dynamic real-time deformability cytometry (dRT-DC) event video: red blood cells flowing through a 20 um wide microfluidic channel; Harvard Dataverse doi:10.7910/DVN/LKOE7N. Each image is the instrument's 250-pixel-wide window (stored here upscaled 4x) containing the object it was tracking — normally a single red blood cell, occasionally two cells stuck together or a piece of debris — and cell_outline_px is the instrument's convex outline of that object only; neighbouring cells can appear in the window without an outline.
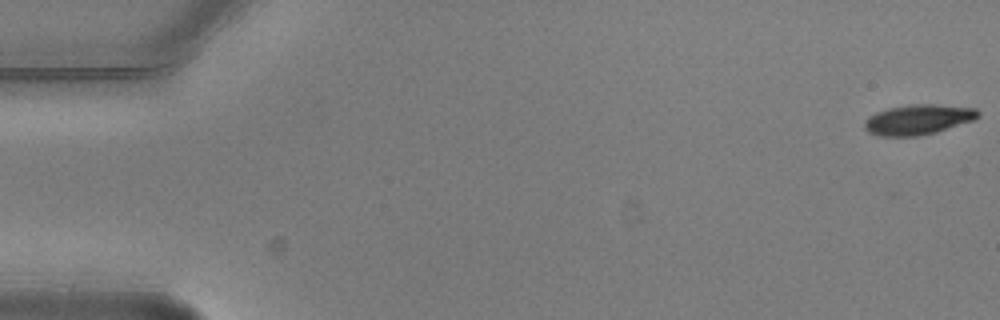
{"species": "common noctule bat (a hibernating species)", "species_latin": "Nyctalus noctula", "temperature_condition": "warm", "stored_images_in_passage": 5, "camera_frame_rate_fps": 3000, "um_per_image_px": 0.085, "animal": {"sex": "male", "body_mass_g": 20.5, "forearm_length_mm": 52.5}, "frame": {"image": 1, "passage_image": 1, "time_ms": 0.0, "image_size_px": [1000, 320], "cell_outline_px": [[980, 116], [972, 120], [936, 132], [920, 136], [880, 136], [868, 132], [864, 128], [864, 124], [868, 116], [876, 112], [888, 108], [912, 104], [932, 104], [976, 108], [980, 112]], "centroid_in_image_um": [78.02, 10.16], "position_along_channel_um": 7.0, "area_um2": 19.88}}
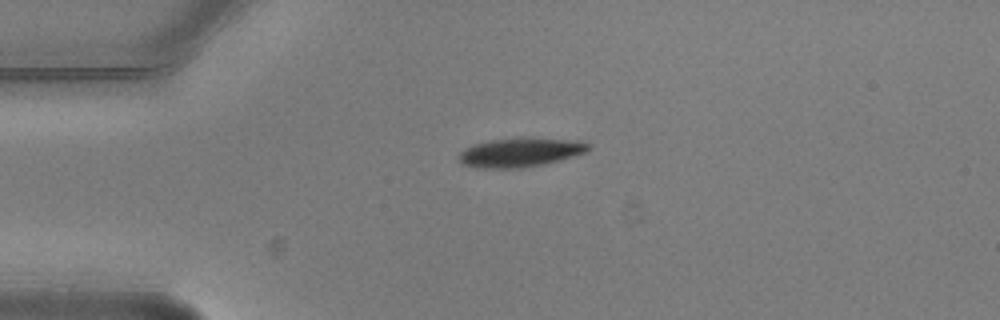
{"frame": {"image": 2, "passage_image": 4, "time_ms": 1.0, "image_size_px": [1000, 320], "cell_outline_px": [[588, 152], [560, 160], [544, 164], [524, 168], [476, 168], [460, 164], [460, 152], [464, 148], [472, 144], [492, 140], [580, 140], [588, 144]], "centroid_in_image_um": [44.17, 13.0], "position_along_channel_um": 40.8, "area_um2": 21.21}}